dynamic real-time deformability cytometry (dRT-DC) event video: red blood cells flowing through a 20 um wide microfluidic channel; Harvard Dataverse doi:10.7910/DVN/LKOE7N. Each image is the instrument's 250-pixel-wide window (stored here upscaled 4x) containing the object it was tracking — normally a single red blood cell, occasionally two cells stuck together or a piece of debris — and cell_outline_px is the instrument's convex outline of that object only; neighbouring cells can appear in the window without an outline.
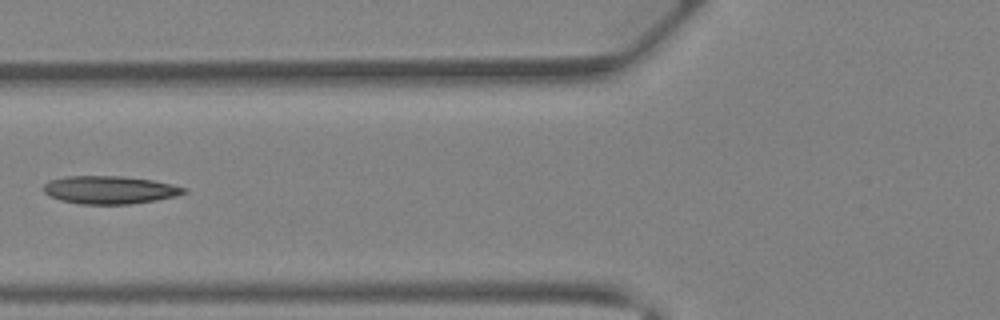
{"species": "Egyptian fruit bat (a non-hibernating species)", "species_latin": "Rousettus aegyptiacus", "temperature_condition": "warm", "stored_images_in_passage": 28, "camera_frame_rate_fps": 3000, "um_per_image_px": 0.085, "animal": {"sex": "female"}, "frame": {"image": 1, "passage_image": 5, "time_ms": 1.333, "image_size_px": [1000, 320], "cell_outline_px": [[188, 192], [176, 196], [156, 200], [128, 204], [80, 204], [60, 200], [44, 192], [44, 184], [48, 180], [68, 176], [120, 176], [152, 180], [172, 184], [188, 188]], "centroid_in_image_um": [9.35, 16.14], "position_along_channel_um": 116.4, "area_um2": 22.83}}